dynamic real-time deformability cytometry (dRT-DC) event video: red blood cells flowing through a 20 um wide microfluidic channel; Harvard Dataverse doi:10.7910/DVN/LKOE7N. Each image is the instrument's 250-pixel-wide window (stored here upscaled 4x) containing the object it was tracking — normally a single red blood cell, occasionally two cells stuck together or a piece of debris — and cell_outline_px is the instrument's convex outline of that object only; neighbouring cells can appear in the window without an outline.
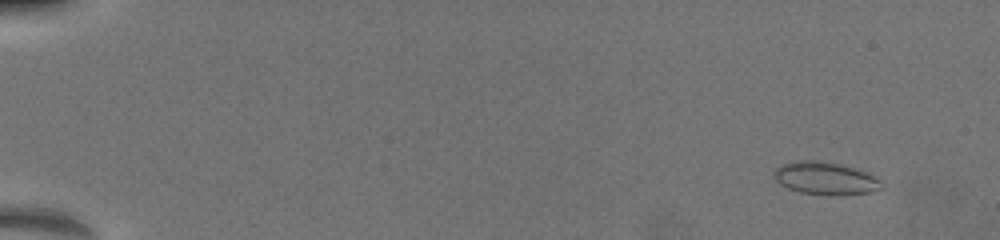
{"species": "common noctule bat (a hibernating species)", "species_latin": "Nyctalus noctula", "temperature_condition": "warm", "stored_images_in_passage": 27, "camera_frame_rate_fps": 3000, "um_per_image_px": 0.085, "animal": {"sex": "female", "body_mass_g": 19.5, "forearm_length_mm": 54.1}, "frame": {"image": 1, "passage_image": 7, "time_ms": 1.333, "image_size_px": [1000, 240], "cell_outline_px": [[884, 188], [868, 192], [828, 196], [800, 192], [788, 188], [780, 184], [776, 180], [776, 168], [784, 164], [796, 160], [816, 160], [840, 164], [864, 172], [880, 180]], "centroid_in_image_um": [70.15, 15.17], "position_along_channel_um": 14.9, "area_um2": 20.11}}
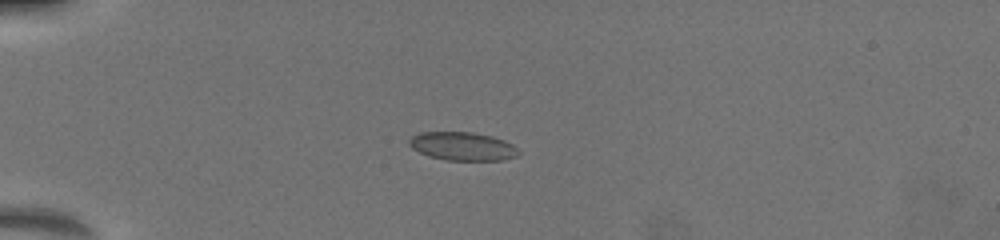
{"frame": {"image": 2, "passage_image": 23, "time_ms": 5.333, "image_size_px": [1000, 240], "cell_outline_px": [[520, 152], [516, 156], [504, 160], [448, 160], [428, 156], [412, 148], [408, 144], [408, 140], [412, 136], [420, 132], [472, 132], [492, 136], [504, 140], [512, 144]], "centroid_in_image_um": [39.31, 12.43], "position_along_channel_um": 45.7, "area_um2": 18.09}}